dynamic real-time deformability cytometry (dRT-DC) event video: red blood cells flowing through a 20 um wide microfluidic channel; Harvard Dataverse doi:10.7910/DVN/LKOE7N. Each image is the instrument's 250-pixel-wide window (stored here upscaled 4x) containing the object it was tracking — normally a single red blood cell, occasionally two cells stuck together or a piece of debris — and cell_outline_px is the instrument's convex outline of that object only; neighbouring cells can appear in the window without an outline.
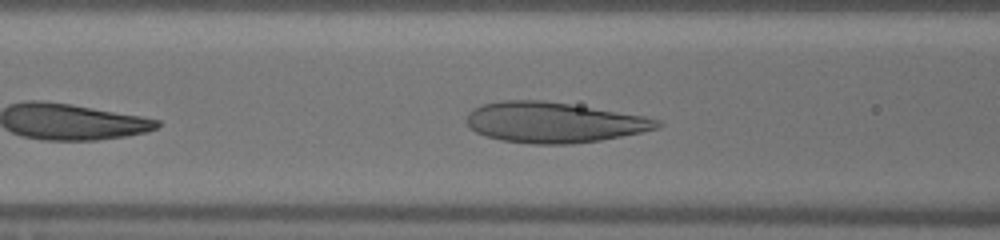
{"species": "human", "species_latin": "Homo sapiens", "temperature_condition": "warm", "stored_images_in_passage": 25, "camera_frame_rate_fps": 3000, "um_per_image_px": 0.085, "donor": {"sex": "male"}, "frame": {"image": 1, "passage_image": 8, "time_ms": 2.333, "image_size_px": [1000, 240], "cell_outline_px": [[664, 124], [656, 128], [640, 132], [600, 140], [572, 144], [532, 144], [500, 140], [476, 132], [468, 124], [468, 112], [472, 108], [484, 104], [500, 100], [544, 100], [644, 116], [660, 120]], "centroid_in_image_um": [47.05, 10.4], "position_along_channel_um": 119.6, "area_um2": 44.62}}
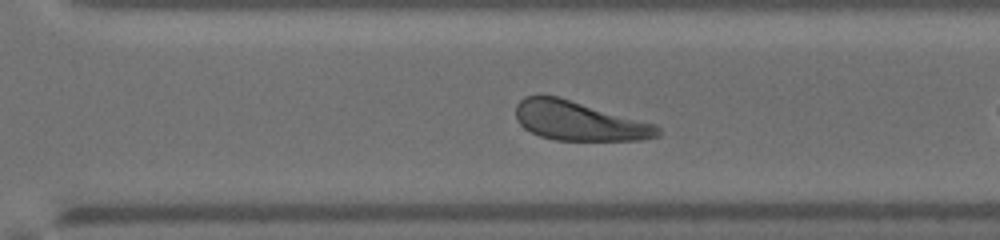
{"frame": {"image": 2, "passage_image": 20, "time_ms": 6.333, "image_size_px": [1000, 240], "cell_outline_px": [[660, 136], [640, 140], [556, 140], [540, 136], [524, 128], [516, 120], [516, 104], [524, 96], [556, 96], [656, 124], [660, 128]], "centroid_in_image_um": [49.22, 10.29], "position_along_channel_um": 321.4, "area_um2": 32.19}}
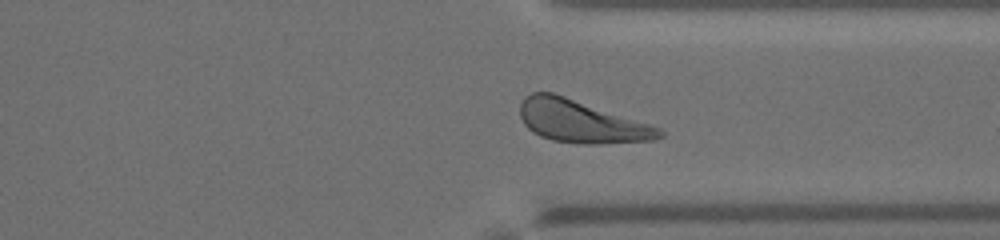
{"frame": {"image": 3, "passage_image": 23, "time_ms": 7.333, "image_size_px": [1000, 240], "cell_outline_px": [[664, 136], [652, 140], [600, 144], [580, 144], [552, 140], [540, 136], [532, 132], [524, 124], [520, 116], [520, 104], [524, 96], [532, 92], [552, 92], [660, 128], [664, 132]], "centroid_in_image_um": [49.35, 10.33], "position_along_channel_um": 362.1, "area_um2": 34.22}}